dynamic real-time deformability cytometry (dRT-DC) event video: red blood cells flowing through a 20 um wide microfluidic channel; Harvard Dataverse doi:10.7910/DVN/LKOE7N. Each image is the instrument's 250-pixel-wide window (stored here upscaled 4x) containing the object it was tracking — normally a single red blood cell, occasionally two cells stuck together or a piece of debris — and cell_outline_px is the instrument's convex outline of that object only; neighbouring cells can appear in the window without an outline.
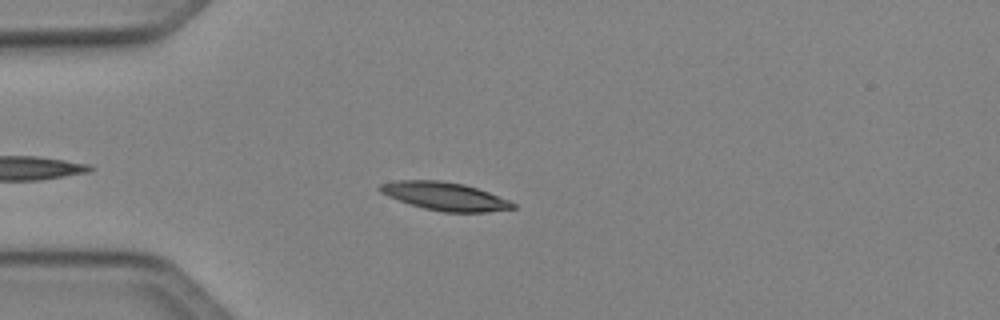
{"species": "Egyptian fruit bat (a non-hibernating species)", "species_latin": "Rousettus aegyptiacus", "temperature_condition": "cold", "stored_images_in_passage": 39, "camera_frame_rate_fps": 3000, "um_per_image_px": 0.085, "animal": {"sex": "female"}, "frame": {"image": 1, "passage_image": 6, "time_ms": 1.667, "image_size_px": [1000, 320], "cell_outline_px": [[516, 208], [488, 212], [444, 212], [424, 208], [388, 196], [380, 192], [376, 188], [380, 184], [396, 180], [440, 180], [464, 184], [488, 192], [508, 200], [516, 204]], "centroid_in_image_um": [37.8, 16.67], "position_along_channel_um": 47.2, "area_um2": 21.68}}
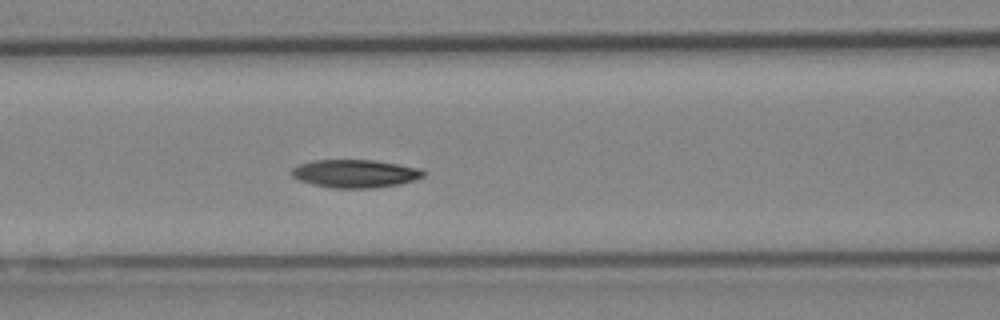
{"frame": {"image": 2, "passage_image": 14, "time_ms": 4.333, "image_size_px": [1000, 320], "cell_outline_px": [[424, 176], [400, 184], [372, 188], [332, 188], [312, 184], [300, 180], [292, 176], [288, 172], [292, 168], [300, 164], [312, 160], [376, 160], [420, 168], [424, 172]], "centroid_in_image_um": [30.15, 14.75], "position_along_channel_um": 136.5, "area_um2": 21.56}}
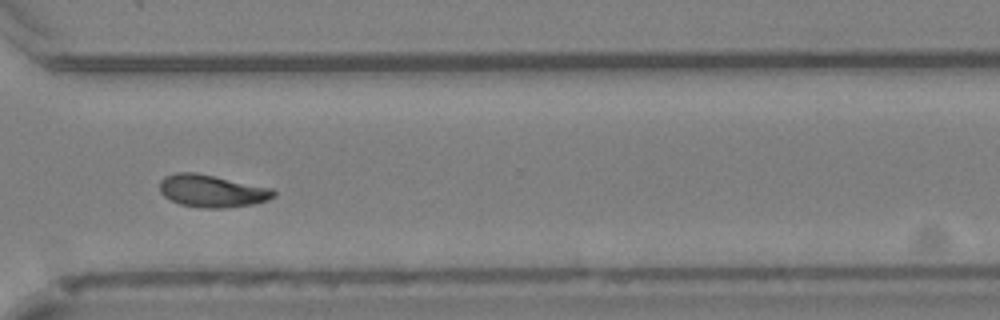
{"frame": {"image": 3, "passage_image": 30, "time_ms": 9.667, "image_size_px": [1000, 320], "cell_outline_px": [[276, 196], [268, 200], [256, 204], [224, 208], [200, 208], [180, 204], [164, 196], [160, 192], [160, 180], [164, 176], [176, 172], [196, 172], [272, 188], [276, 192]], "centroid_in_image_um": [18.03, 16.23], "position_along_channel_um": 352.6, "area_um2": 21.73}, "authors_computed_cell_mechanics": {"area_um2": 20.9236, "velocity_mm_per_s": 4.0522, "shape_relaxation_time_tau1_ms": 6.4194, "shape_relaxation_time_tau2_ms": null, "deformation_change_tau1": 0.1426, "deformation_change_tau2": null}}